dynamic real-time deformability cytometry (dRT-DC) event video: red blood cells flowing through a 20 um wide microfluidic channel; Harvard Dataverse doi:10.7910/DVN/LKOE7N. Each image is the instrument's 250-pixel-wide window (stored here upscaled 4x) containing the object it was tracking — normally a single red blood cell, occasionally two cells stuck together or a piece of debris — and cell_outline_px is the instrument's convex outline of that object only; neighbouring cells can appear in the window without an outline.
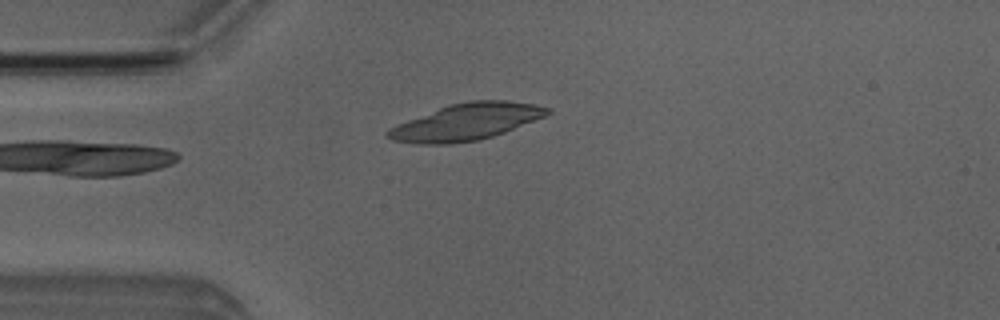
{"species": "Egyptian fruit bat (a non-hibernating species)", "species_latin": "Rousettus aegyptiacus", "temperature_condition": "room temperature", "stored_images_in_passage": 3, "camera_frame_rate_fps": 3000, "um_per_image_px": 0.085, "animal": {"sex": "male"}, "frame": {"image": 1, "passage_image": 3, "time_ms": 3.0, "image_size_px": [1000, 320], "cell_outline_px": [[552, 112], [544, 116], [504, 132], [492, 136], [476, 140], [452, 144], [420, 144], [392, 140], [384, 136], [384, 132], [388, 128], [396, 124], [448, 104], [472, 100], [504, 100], [536, 104], [552, 108]], "centroid_in_image_um": [39.59, 10.35], "position_along_channel_um": 45.4, "area_um2": 34.1}}